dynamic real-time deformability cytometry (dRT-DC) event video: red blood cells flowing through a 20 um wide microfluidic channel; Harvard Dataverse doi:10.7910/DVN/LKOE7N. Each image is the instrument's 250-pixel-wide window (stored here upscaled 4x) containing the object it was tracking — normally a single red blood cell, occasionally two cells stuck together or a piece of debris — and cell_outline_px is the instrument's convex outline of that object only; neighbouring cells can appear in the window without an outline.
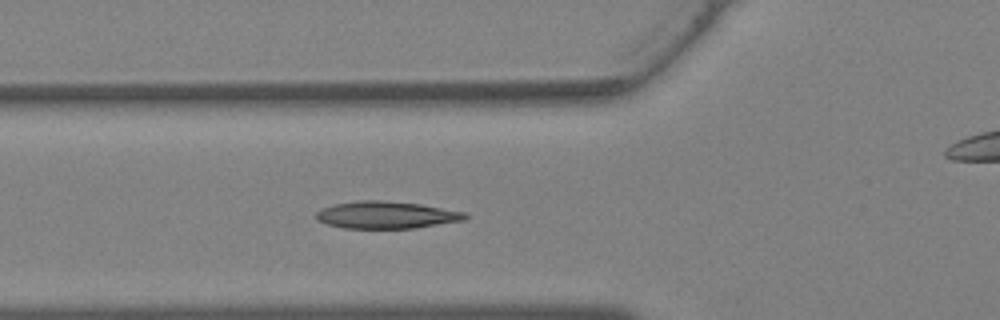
{"species": "Egyptian fruit bat (a non-hibernating species)", "species_latin": "Rousettus aegyptiacus", "temperature_condition": "warm", "stored_images_in_passage": 17, "camera_frame_rate_fps": 3000, "um_per_image_px": 0.085, "animal": {"sex": "female"}, "frame": {"image": 1, "passage_image": 10, "time_ms": 3.0, "image_size_px": [1000, 320], "cell_outline_px": [[468, 216], [464, 220], [412, 228], [344, 228], [328, 224], [316, 220], [316, 212], [324, 208], [336, 204], [360, 200], [380, 200], [420, 204], [464, 212]], "centroid_in_image_um": [32.82, 18.27], "position_along_channel_um": 93.0, "area_um2": 23.24}}
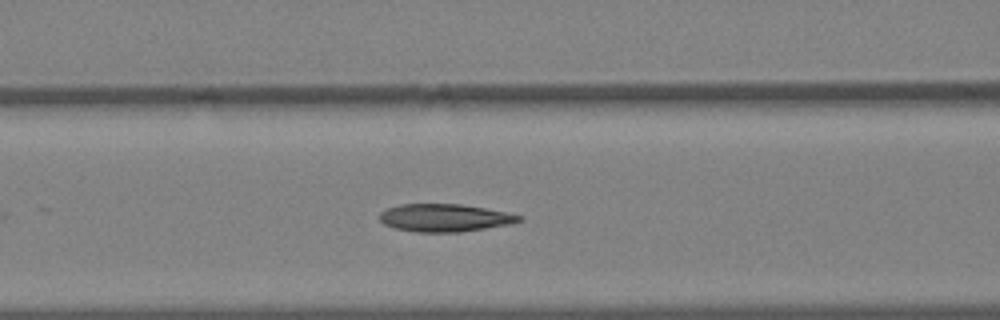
{"frame": {"image": 2, "passage_image": 12, "time_ms": 3.667, "image_size_px": [1000, 320], "cell_outline_px": [[524, 220], [508, 224], [460, 232], [416, 232], [396, 228], [384, 224], [380, 220], [380, 212], [388, 208], [400, 204], [460, 204], [484, 208], [524, 216]], "centroid_in_image_um": [37.79, 18.51], "position_along_channel_um": 128.8, "area_um2": 22.31}}
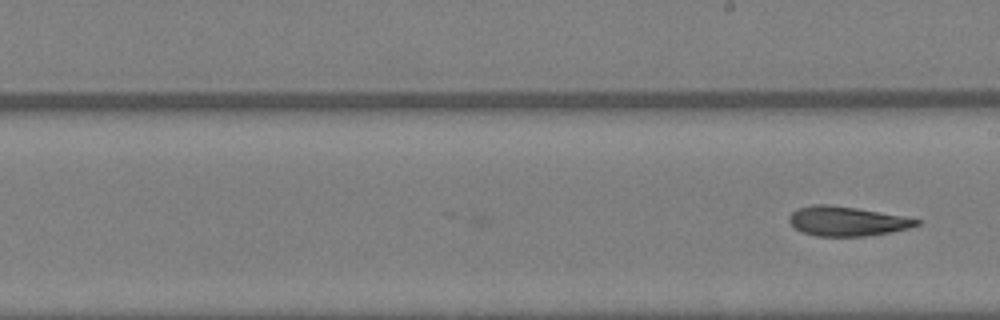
{"frame": {"image": 3, "passage_image": 17, "time_ms": 5.333, "image_size_px": [1000, 320], "cell_outline_px": [[920, 224], [908, 228], [888, 232], [864, 236], [816, 236], [800, 232], [788, 220], [788, 216], [792, 212], [800, 208], [816, 204], [832, 204], [856, 208], [900, 216], [920, 220]], "centroid_in_image_um": [71.93, 18.8], "position_along_channel_um": 217.1, "area_um2": 21.56}}